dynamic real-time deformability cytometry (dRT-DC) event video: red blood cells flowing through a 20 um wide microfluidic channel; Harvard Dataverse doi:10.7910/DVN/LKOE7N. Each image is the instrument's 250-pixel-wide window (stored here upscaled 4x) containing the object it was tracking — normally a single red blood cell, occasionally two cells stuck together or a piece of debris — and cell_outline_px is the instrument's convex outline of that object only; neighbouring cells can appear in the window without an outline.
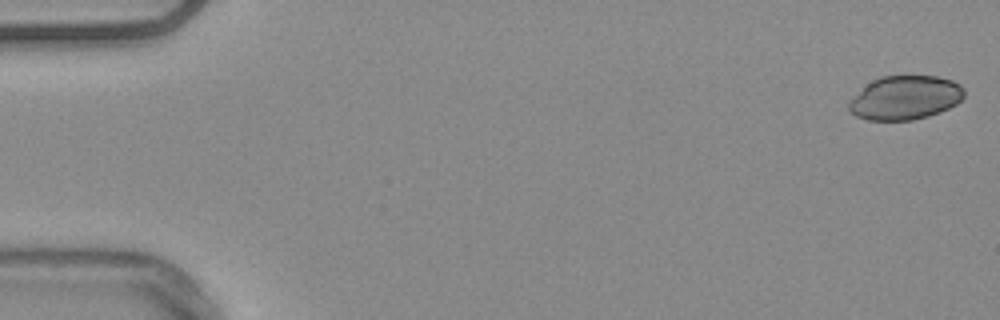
{"species": "common noctule bat (a hibernating species)", "species_latin": "Nyctalus noctula", "temperature_condition": "warm", "stored_images_in_passage": 54, "camera_frame_rate_fps": 3000, "um_per_image_px": 0.085, "animal": {"sex": "male", "body_mass_g": 20.4}, "frame": {"image": 1, "passage_image": 1, "time_ms": 0.0, "image_size_px": [1000, 320], "cell_outline_px": [[964, 96], [956, 104], [940, 112], [928, 116], [912, 120], [868, 120], [856, 116], [848, 108], [848, 100], [872, 80], [880, 76], [908, 72], [936, 76], [952, 80], [960, 84], [964, 88]], "centroid_in_image_um": [76.93, 8.25], "position_along_channel_um": 8.1, "area_um2": 30.35}}
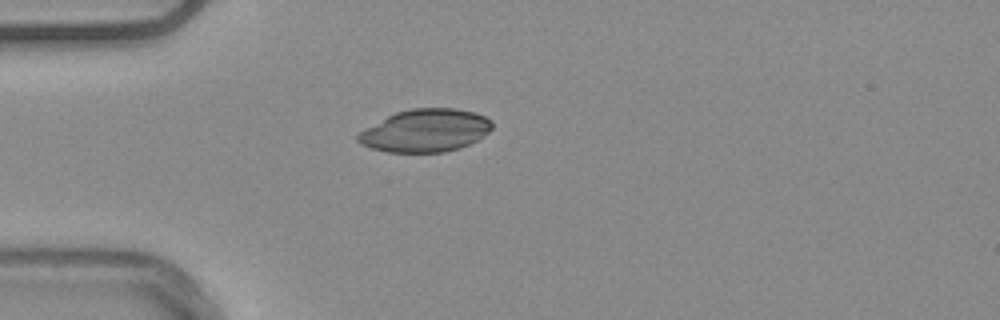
{"frame": {"image": 2, "passage_image": 15, "time_ms": 4.667, "image_size_px": [1000, 320], "cell_outline_px": [[492, 128], [484, 136], [460, 148], [444, 152], [388, 152], [372, 148], [360, 144], [356, 140], [356, 136], [360, 132], [388, 116], [396, 112], [412, 108], [456, 108], [476, 112], [492, 120]], "centroid_in_image_um": [36.19, 11.09], "position_along_channel_um": 48.8, "area_um2": 33.29}}
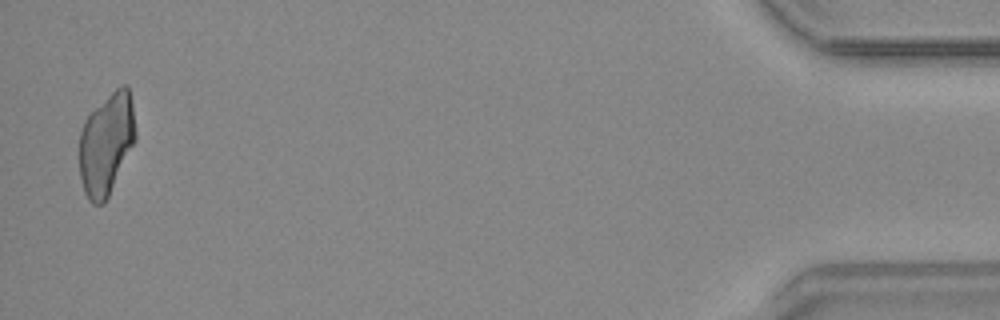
{"frame": {"image": 3, "passage_image": 53, "time_ms": 17.333, "image_size_px": [1000, 320], "cell_outline_px": [[136, 140], [104, 204], [92, 204], [88, 200], [84, 192], [80, 176], [80, 132], [84, 120], [120, 84], [128, 84], [132, 104], [136, 132]], "centroid_in_image_um": [9.05, 12.23], "position_along_channel_um": 426.2, "area_um2": 33.12}}